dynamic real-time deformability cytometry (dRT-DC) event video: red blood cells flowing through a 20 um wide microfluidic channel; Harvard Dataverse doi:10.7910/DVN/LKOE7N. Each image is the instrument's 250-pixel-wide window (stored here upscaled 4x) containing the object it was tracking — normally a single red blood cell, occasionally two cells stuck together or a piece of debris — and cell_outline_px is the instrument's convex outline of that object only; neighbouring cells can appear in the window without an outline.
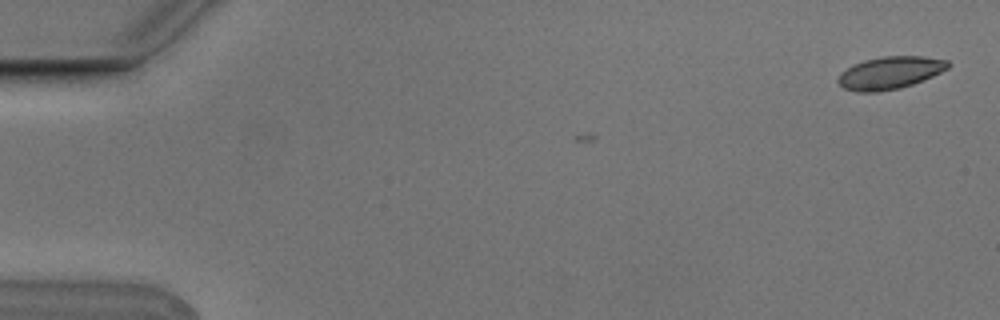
{"species": "Egyptian fruit bat (a non-hibernating species)", "species_latin": "Rousettus aegyptiacus", "temperature_condition": "cold", "stored_images_in_passage": 3, "camera_frame_rate_fps": 3000, "um_per_image_px": 0.085, "animal": {"sex": "male"}, "frame": {"image": 1, "passage_image": 1, "time_ms": 0.0, "image_size_px": [1000, 320], "cell_outline_px": [[952, 64], [948, 68], [924, 80], [900, 88], [876, 92], [860, 92], [844, 88], [836, 80], [840, 72], [864, 60], [884, 56], [924, 56], [948, 60]], "centroid_in_image_um": [75.67, 6.18], "position_along_channel_um": 9.3, "area_um2": 20.75}}